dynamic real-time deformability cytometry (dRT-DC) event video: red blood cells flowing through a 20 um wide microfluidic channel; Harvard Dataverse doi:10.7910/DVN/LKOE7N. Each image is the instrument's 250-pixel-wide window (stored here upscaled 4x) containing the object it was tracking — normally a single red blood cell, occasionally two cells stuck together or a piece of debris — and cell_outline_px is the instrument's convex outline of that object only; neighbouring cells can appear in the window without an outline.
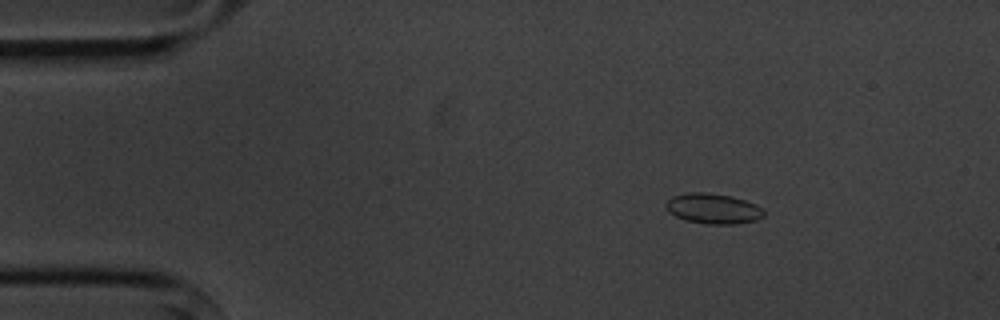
{"species": "common noctule bat (a hibernating species)", "species_latin": "Nyctalus noctula", "temperature_condition": "cold", "stored_images_in_passage": 6, "camera_frame_rate_fps": 3000, "um_per_image_px": 0.085, "animal": {"sex": "male", "body_mass_g": 20.1, "forearm_length_mm": 53.5}, "frame": {"image": 1, "passage_image": 3, "time_ms": 2.667, "image_size_px": [1000, 320], "cell_outline_px": [[764, 216], [756, 220], [736, 224], [708, 224], [684, 220], [668, 212], [664, 204], [672, 196], [692, 192], [704, 192], [732, 196], [756, 204], [764, 208]], "centroid_in_image_um": [60.62, 17.73], "position_along_channel_um": 24.4, "area_um2": 17.4}}